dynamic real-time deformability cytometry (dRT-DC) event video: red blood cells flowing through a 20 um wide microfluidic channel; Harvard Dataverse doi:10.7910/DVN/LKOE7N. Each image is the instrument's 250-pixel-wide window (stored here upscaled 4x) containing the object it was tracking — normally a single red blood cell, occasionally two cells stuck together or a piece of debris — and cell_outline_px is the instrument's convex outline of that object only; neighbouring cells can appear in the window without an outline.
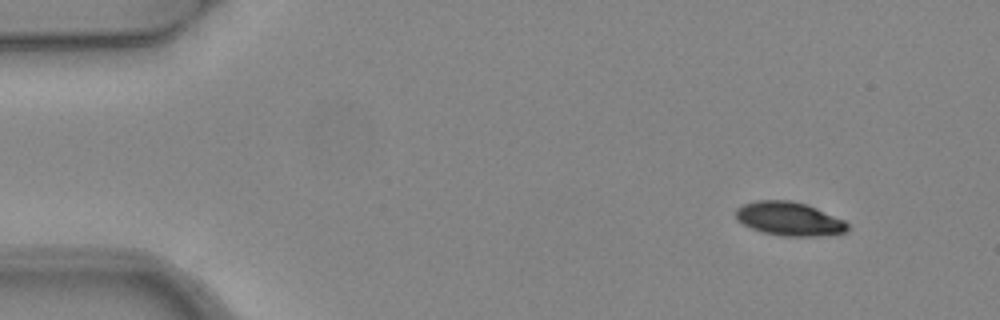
{"species": "common noctule bat (a hibernating species)", "species_latin": "Nyctalus noctula", "temperature_condition": "warm", "stored_images_in_passage": 3, "camera_frame_rate_fps": 3000, "um_per_image_px": 0.085, "animal": {"sex": "female", "body_mass_g": 24.6, "forearm_length_mm": 56.2}, "frame": {"image": 1, "passage_image": 1, "time_ms": 0.0, "image_size_px": [1000, 320], "cell_outline_px": [[848, 228], [844, 232], [820, 236], [784, 236], [760, 232], [736, 220], [736, 208], [740, 204], [756, 200], [792, 200], [808, 204], [844, 220], [848, 224]], "centroid_in_image_um": [67.05, 18.58], "position_along_channel_um": 18.0, "area_um2": 22.14}}
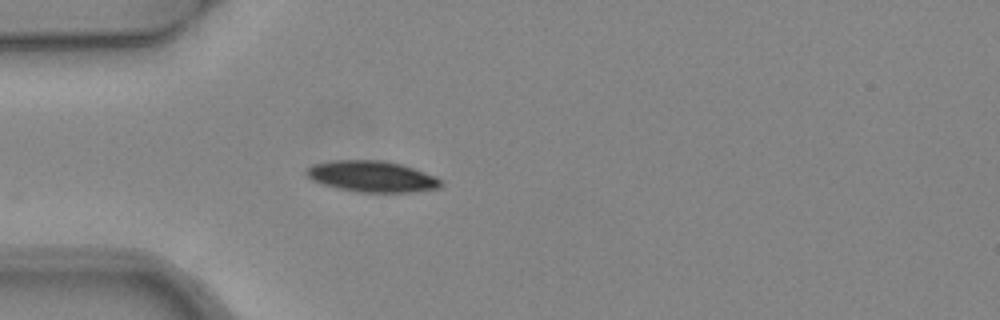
{"frame": {"image": 2, "passage_image": 3, "time_ms": 0.667, "image_size_px": [1000, 320], "cell_outline_px": [[444, 184], [440, 188], [412, 192], [356, 192], [336, 188], [312, 180], [304, 172], [312, 164], [332, 160], [384, 160], [400, 164], [436, 176]], "centroid_in_image_um": [31.61, 15.0], "position_along_channel_um": 53.4, "area_um2": 24.45}}